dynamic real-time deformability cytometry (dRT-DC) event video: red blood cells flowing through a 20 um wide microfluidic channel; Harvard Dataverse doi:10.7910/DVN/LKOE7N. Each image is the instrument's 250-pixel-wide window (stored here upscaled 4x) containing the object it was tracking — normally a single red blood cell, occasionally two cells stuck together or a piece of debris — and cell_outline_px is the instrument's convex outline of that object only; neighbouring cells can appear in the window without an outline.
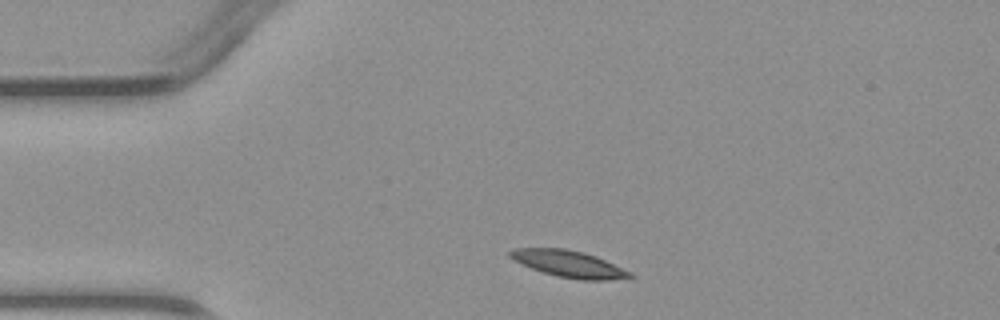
{"species": "common noctule bat (a hibernating species)", "species_latin": "Nyctalus noctula", "temperature_condition": "warm", "stored_images_in_passage": 2, "camera_frame_rate_fps": 3000, "um_per_image_px": 0.085, "animal": {"sex": "male", "body_mass_g": 23.1, "forearm_length_mm": 52.7}, "frame": {"image": 1, "passage_image": 1, "time_ms": 0.0, "image_size_px": [1000, 320], "cell_outline_px": [[636, 276], [608, 280], [580, 280], [556, 276], [532, 268], [512, 260], [508, 256], [508, 252], [512, 248], [564, 248], [584, 252], [596, 256], [632, 272]], "centroid_in_image_um": [48.34, 22.42], "position_along_channel_um": 36.7, "area_um2": 18.73}}